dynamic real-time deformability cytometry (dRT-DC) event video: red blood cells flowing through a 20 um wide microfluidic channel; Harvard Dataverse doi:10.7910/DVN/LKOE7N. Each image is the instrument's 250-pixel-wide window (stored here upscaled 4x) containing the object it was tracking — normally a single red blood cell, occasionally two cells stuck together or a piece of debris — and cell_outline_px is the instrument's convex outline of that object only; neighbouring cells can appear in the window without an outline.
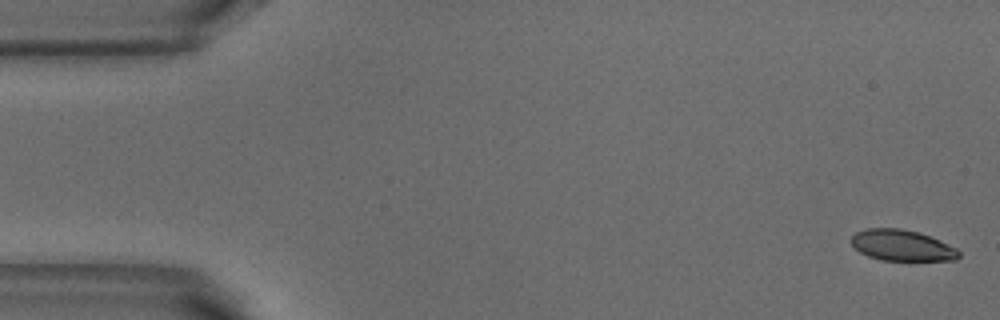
{"species": "common noctule bat (a hibernating species)", "species_latin": "Nyctalus noctula", "temperature_condition": "warm", "stored_images_in_passage": 5, "camera_frame_rate_fps": 3000, "um_per_image_px": 0.085, "animal": {"sex": "male", "body_mass_g": 18.8}, "frame": {"image": 1, "passage_image": 1, "time_ms": 0.0, "image_size_px": [1000, 320], "cell_outline_px": [[960, 256], [956, 260], [880, 260], [868, 256], [860, 252], [852, 244], [852, 236], [856, 232], [868, 228], [900, 228], [920, 232], [940, 240], [956, 248], [960, 252]], "centroid_in_image_um": [76.69, 20.85], "position_along_channel_um": 8.3, "area_um2": 19.42}}
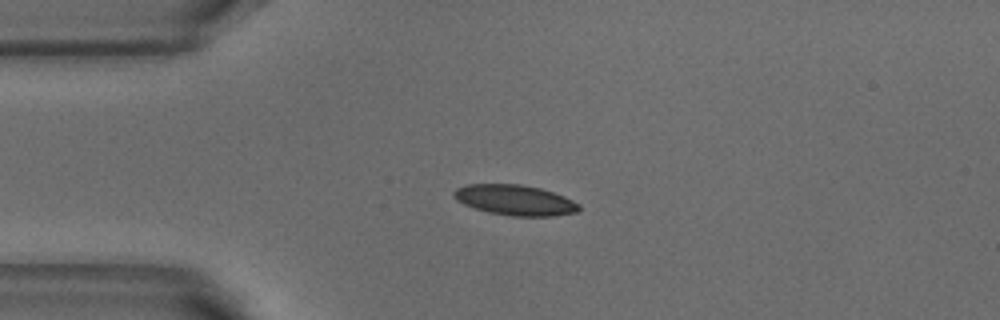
{"frame": {"image": 2, "passage_image": 4, "time_ms": 1.0, "image_size_px": [1000, 320], "cell_outline_px": [[580, 208], [576, 212], [552, 216], [512, 216], [488, 212], [464, 204], [456, 200], [452, 196], [452, 192], [456, 188], [468, 184], [520, 184], [540, 188], [564, 196], [580, 204]], "centroid_in_image_um": [43.75, 17.0], "position_along_channel_um": 41.2, "area_um2": 22.14}}